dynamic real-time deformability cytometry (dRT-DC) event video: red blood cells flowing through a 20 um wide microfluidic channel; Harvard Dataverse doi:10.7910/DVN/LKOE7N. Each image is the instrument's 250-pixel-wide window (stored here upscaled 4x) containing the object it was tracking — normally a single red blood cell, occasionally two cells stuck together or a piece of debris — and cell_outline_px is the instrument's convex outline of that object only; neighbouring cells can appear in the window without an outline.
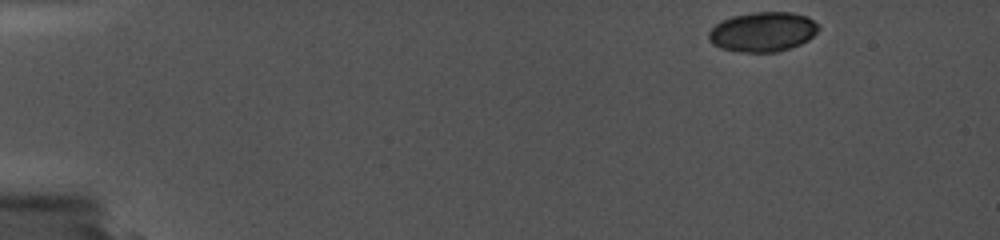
{"species": "common noctule bat (a hibernating species)", "species_latin": "Nyctalus noctula", "temperature_condition": "cold", "stored_images_in_passage": 4, "camera_frame_rate_fps": 5000, "um_per_image_px": 0.085, "animal": {"sex": "female", "body_mass_g": 19.0, "forearm_length_mm": 56.7}, "frame": {"image": 1, "passage_image": 4, "time_ms": 1.2, "image_size_px": [1000, 240], "cell_outline_px": [[820, 28], [808, 40], [800, 44], [776, 52], [744, 52], [720, 48], [712, 44], [708, 40], [708, 32], [720, 20], [732, 16], [752, 12], [792, 12], [808, 16], [820, 24]], "centroid_in_image_um": [64.83, 2.69], "position_along_channel_um": 20.2, "area_um2": 25.61}}